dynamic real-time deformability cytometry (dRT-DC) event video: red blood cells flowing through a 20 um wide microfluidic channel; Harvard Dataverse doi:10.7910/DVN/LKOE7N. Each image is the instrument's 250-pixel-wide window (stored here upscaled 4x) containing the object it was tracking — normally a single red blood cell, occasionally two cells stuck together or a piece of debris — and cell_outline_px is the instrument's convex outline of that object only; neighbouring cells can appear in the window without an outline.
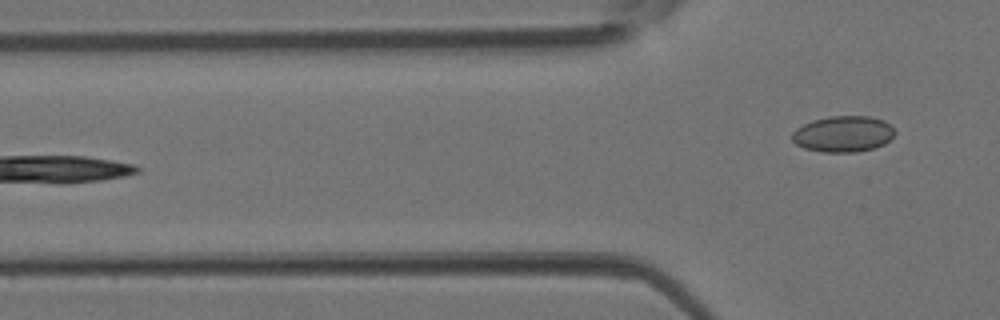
{"species": "Egyptian fruit bat (a non-hibernating species)", "species_latin": "Rousettus aegyptiacus", "temperature_condition": "room temperature", "stored_images_in_passage": 4, "camera_frame_rate_fps": 3000, "um_per_image_px": 0.085, "animal": {"sex": "female"}, "frame": {"image": 1, "passage_image": 4, "time_ms": 1.0, "image_size_px": [1000, 320], "cell_outline_px": [[896, 132], [884, 144], [876, 148], [856, 152], [824, 152], [804, 148], [796, 144], [792, 140], [792, 132], [796, 128], [812, 120], [828, 116], [868, 116], [884, 120]], "centroid_in_image_um": [71.66, 11.39], "position_along_channel_um": 54.1, "area_um2": 21.62}}